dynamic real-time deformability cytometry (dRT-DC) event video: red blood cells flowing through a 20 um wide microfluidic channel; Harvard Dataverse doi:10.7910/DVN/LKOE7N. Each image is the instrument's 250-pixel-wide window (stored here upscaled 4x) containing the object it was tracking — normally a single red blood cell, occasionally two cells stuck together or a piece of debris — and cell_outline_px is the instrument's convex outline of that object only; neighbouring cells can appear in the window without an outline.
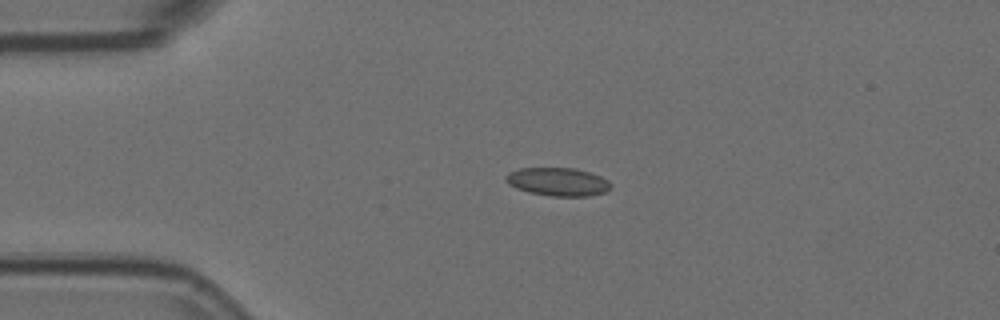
{"species": "Egyptian fruit bat (a non-hibernating species)", "species_latin": "Rousettus aegyptiacus", "temperature_condition": "room temperature", "stored_images_in_passage": 2, "camera_frame_rate_fps": 3000, "um_per_image_px": 0.085, "animal": {"sex": "female"}, "frame": {"image": 1, "passage_image": 1, "time_ms": 0.0, "image_size_px": [1000, 320], "cell_outline_px": [[612, 188], [604, 192], [588, 196], [552, 196], [528, 192], [516, 188], [508, 184], [504, 180], [504, 176], [508, 172], [520, 168], [576, 168], [600, 176], [608, 180], [612, 184]], "centroid_in_image_um": [47.4, 15.45], "position_along_channel_um": 37.6, "area_um2": 17.4}}